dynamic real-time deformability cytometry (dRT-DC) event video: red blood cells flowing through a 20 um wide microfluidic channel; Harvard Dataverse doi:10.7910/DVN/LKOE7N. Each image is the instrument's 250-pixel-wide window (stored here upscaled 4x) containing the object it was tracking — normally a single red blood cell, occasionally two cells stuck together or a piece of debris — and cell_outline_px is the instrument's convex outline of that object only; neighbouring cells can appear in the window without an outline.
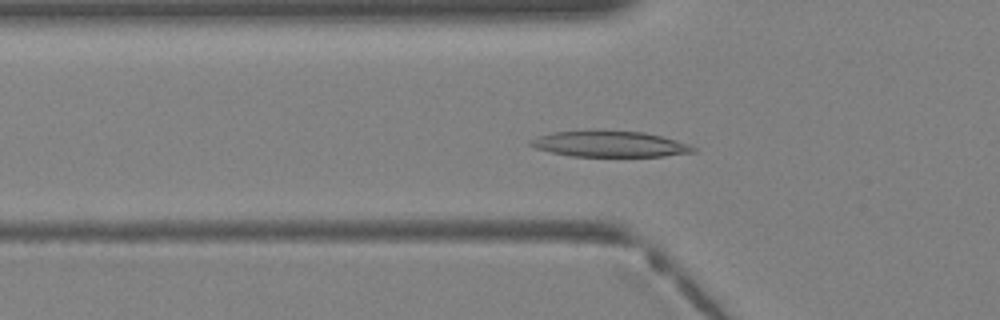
{"species": "Egyptian fruit bat (a non-hibernating species)", "species_latin": "Rousettus aegyptiacus", "temperature_condition": "warm", "stored_images_in_passage": 39, "camera_frame_rate_fps": 3000, "um_per_image_px": 0.085, "animal": {"sex": "female"}, "frame": {"image": 1, "passage_image": 13, "time_ms": 4.0, "image_size_px": [1000, 320], "cell_outline_px": [[696, 152], [664, 156], [568, 156], [536, 148], [528, 144], [528, 140], [552, 132], [592, 128], [604, 128], [644, 132], [676, 140], [688, 144], [696, 148]], "centroid_in_image_um": [51.78, 12.2], "position_along_channel_um": 74.0, "area_um2": 25.37}}
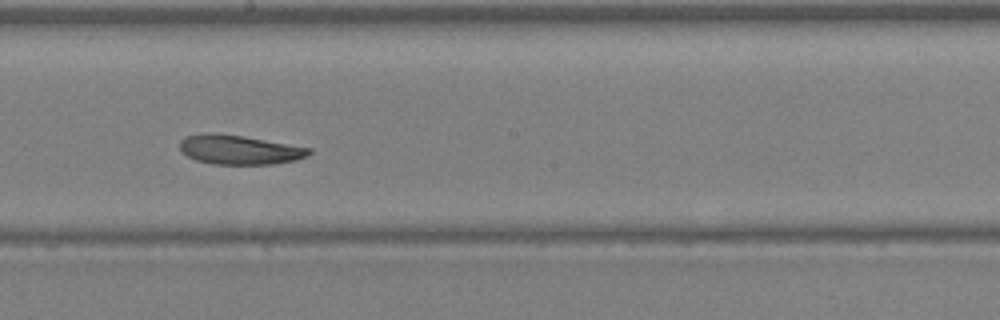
{"frame": {"image": 2, "passage_image": 22, "time_ms": 7.0, "image_size_px": [1000, 320], "cell_outline_px": [[312, 152], [308, 156], [296, 160], [272, 164], [212, 164], [196, 160], [188, 156], [180, 148], [180, 140], [184, 136], [208, 132], [212, 132], [244, 136], [312, 148]], "centroid_in_image_um": [20.35, 12.72], "position_along_channel_um": 227.8, "area_um2": 22.2}}
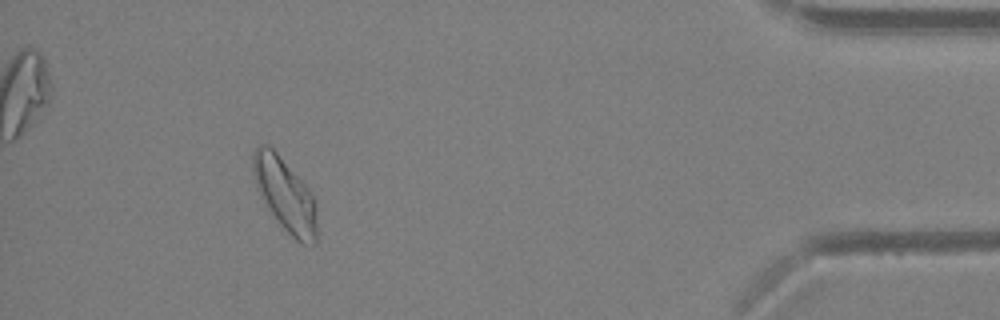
{"frame": {"image": 3, "passage_image": 36, "time_ms": 11.667, "image_size_px": [1000, 320], "cell_outline_px": [[316, 244], [300, 244], [280, 224], [268, 208], [256, 188], [252, 172], [252, 152], [260, 144], [268, 144], [276, 152], [308, 188], [316, 204]], "centroid_in_image_um": [24.21, 16.54], "position_along_channel_um": 411.0, "area_um2": 27.05}}